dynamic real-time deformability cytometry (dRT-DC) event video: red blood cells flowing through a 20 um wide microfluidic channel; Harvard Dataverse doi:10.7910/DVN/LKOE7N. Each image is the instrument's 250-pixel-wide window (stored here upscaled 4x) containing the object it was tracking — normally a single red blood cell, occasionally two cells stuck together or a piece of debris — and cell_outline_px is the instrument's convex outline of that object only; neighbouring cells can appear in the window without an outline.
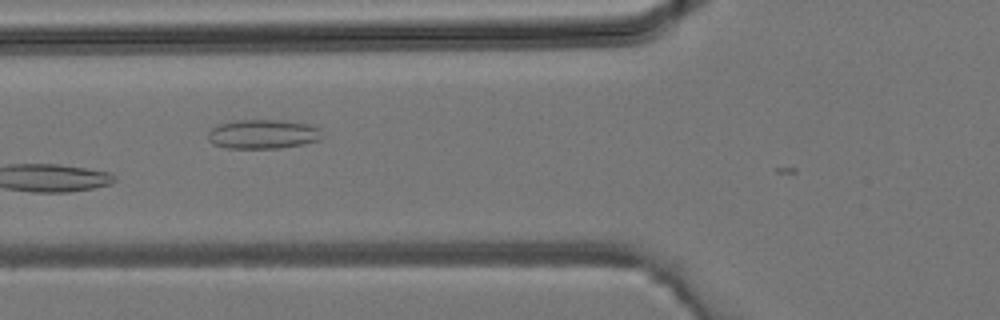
{"species": "common noctule bat (a hibernating species)", "species_latin": "Nyctalus noctula", "temperature_condition": "room temperature", "stored_images_in_passage": 3, "camera_frame_rate_fps": 3000, "um_per_image_px": 0.085, "animal": {"sex": "male", "body_mass_g": 19.2, "forearm_length_mm": 51.8}, "frame": {"image": 1, "passage_image": 3, "time_ms": 0.667, "image_size_px": [1000, 320], "cell_outline_px": [[320, 140], [304, 144], [280, 148], [228, 148], [212, 144], [208, 140], [208, 132], [212, 128], [220, 124], [236, 120], [284, 120], [308, 124], [320, 128]], "centroid_in_image_um": [22.34, 11.4], "position_along_channel_um": 103.5, "area_um2": 19.48}}